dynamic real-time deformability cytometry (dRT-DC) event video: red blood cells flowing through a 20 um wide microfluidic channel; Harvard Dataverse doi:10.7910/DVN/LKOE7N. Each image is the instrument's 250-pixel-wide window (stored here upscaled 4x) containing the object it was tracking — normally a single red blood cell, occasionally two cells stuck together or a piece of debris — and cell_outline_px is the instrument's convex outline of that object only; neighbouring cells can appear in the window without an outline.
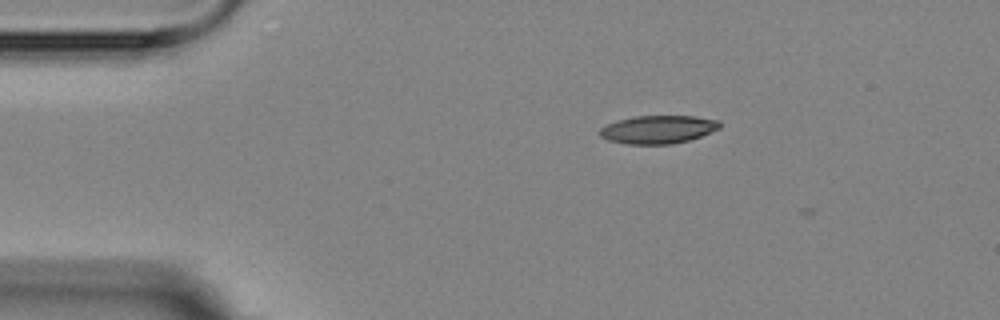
{"species": "Egyptian fruit bat (a non-hibernating species)", "species_latin": "Rousettus aegyptiacus", "temperature_condition": "room temperature", "stored_images_in_passage": 4, "camera_frame_rate_fps": 3000, "um_per_image_px": 0.085, "animal": {"sex": "female"}, "frame": {"image": 1, "passage_image": 2, "time_ms": 1.333, "image_size_px": [1000, 320], "cell_outline_px": [[720, 128], [700, 136], [688, 140], [672, 144], [624, 144], [608, 140], [600, 136], [600, 128], [616, 120], [636, 116], [696, 116], [720, 120]], "centroid_in_image_um": [55.93, 11.0], "position_along_channel_um": 29.1, "area_um2": 19.65}}
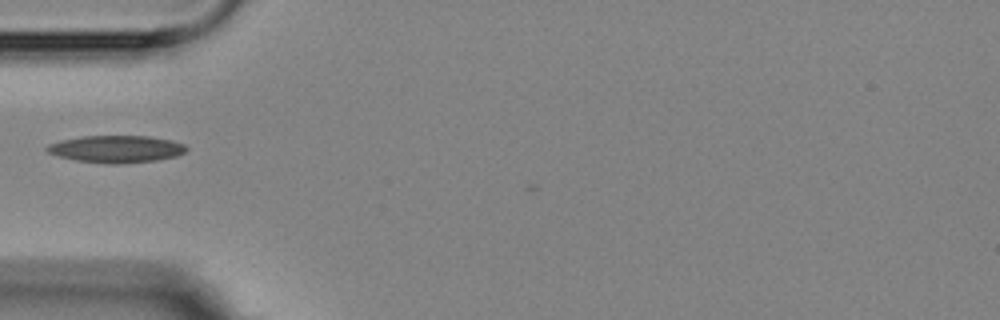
{"frame": {"image": 2, "passage_image": 4, "time_ms": 4.0, "image_size_px": [1000, 320], "cell_outline_px": [[188, 148], [184, 152], [176, 156], [156, 160], [120, 164], [112, 164], [76, 160], [60, 156], [48, 152], [44, 148], [48, 144], [60, 140], [84, 136], [148, 136], [172, 140], [184, 144]], "centroid_in_image_um": [9.89, 12.66], "position_along_channel_um": 75.1, "area_um2": 21.96}}